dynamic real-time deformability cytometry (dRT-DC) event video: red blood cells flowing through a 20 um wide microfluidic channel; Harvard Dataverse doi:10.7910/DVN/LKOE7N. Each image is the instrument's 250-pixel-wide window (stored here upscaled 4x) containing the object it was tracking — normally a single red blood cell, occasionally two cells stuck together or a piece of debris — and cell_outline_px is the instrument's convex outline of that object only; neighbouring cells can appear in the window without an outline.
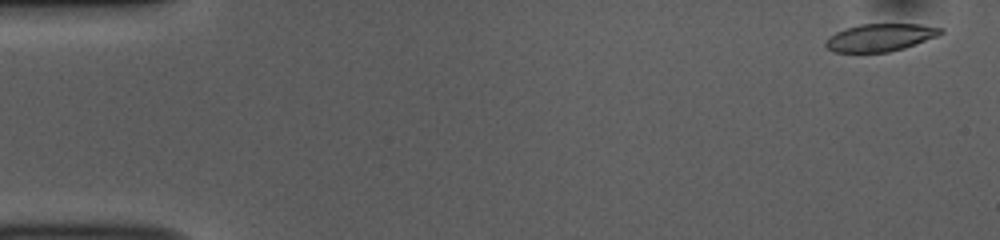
{"species": "common noctule bat (a hibernating species)", "species_latin": "Nyctalus noctula", "temperature_condition": "room temperature", "stored_images_in_passage": 52, "camera_frame_rate_fps": 3000, "um_per_image_px": 0.085, "animal": {"sex": "female", "body_mass_g": 10.0, "forearm_length_mm": 53.1}, "frame": {"image": 1, "passage_image": 2, "time_ms": 0.333, "image_size_px": [1000, 240], "cell_outline_px": [[944, 32], [940, 36], [904, 48], [888, 52], [832, 52], [824, 44], [828, 36], [844, 28], [860, 24], [920, 24], [944, 28]], "centroid_in_image_um": [74.84, 3.18], "position_along_channel_um": 10.2, "area_um2": 18.73}}
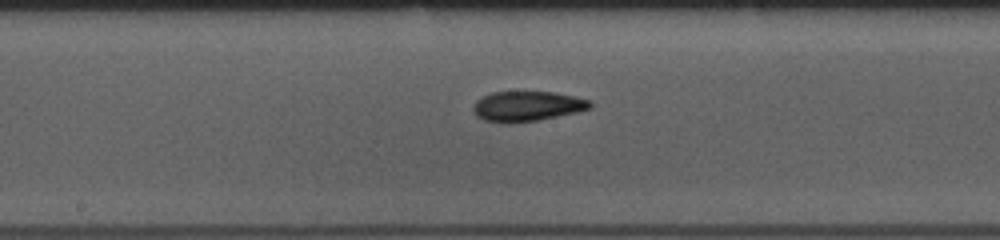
{"frame": {"image": 2, "passage_image": 27, "time_ms": 8.667, "image_size_px": [1000, 240], "cell_outline_px": [[592, 108], [576, 112], [536, 120], [508, 124], [504, 124], [484, 120], [476, 116], [472, 108], [476, 100], [492, 92], [552, 92], [592, 100]], "centroid_in_image_um": [44.78, 9.04], "position_along_channel_um": 203.4, "area_um2": 20.46}}
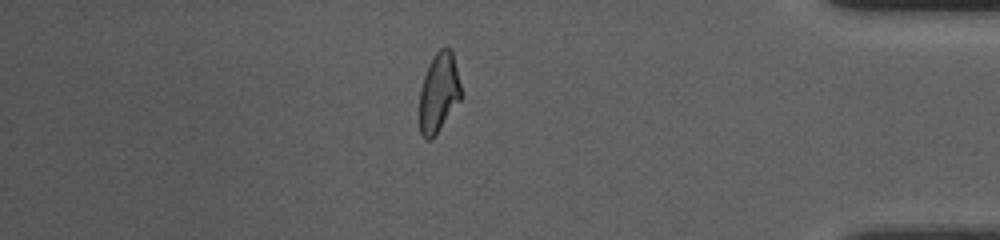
{"frame": {"image": 3, "passage_image": 45, "time_ms": 14.667, "image_size_px": [1000, 240], "cell_outline_px": [[460, 100], [432, 140], [424, 140], [420, 132], [420, 88], [428, 64], [436, 52], [440, 48], [448, 48], [452, 52], [460, 84]], "centroid_in_image_um": [37.27, 7.9], "position_along_channel_um": 397.9, "area_um2": 18.96}, "authors_computed_cell_mechanics": {"area_um2": 19.9121, "velocity_mm_per_s": 3.8138, "shape_relaxation_time_tau1_ms": 6.6656, "shape_relaxation_time_tau2_ms": 1.7408, "deformation_change_tau1": 0.1929, "deformation_change_tau2": 0.0808}}